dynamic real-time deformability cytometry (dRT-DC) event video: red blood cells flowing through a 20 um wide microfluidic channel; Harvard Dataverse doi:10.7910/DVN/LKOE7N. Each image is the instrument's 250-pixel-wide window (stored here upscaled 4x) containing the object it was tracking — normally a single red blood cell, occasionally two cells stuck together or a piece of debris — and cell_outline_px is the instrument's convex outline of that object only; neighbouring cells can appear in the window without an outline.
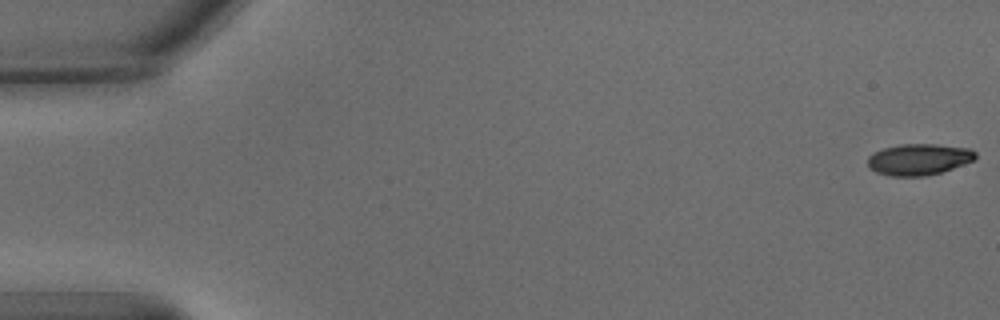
{"species": "common noctule bat (a hibernating species)", "species_latin": "Nyctalus noctula", "temperature_condition": "warm", "stored_images_in_passage": 54, "camera_frame_rate_fps": 3000, "um_per_image_px": 0.085, "animal": {"sex": "male", "body_mass_g": 15.6}, "frame": {"image": 1, "passage_image": 1, "time_ms": 0.0, "image_size_px": [1000, 320], "cell_outline_px": [[976, 156], [972, 160], [964, 164], [940, 172], [924, 176], [892, 176], [876, 172], [868, 168], [868, 156], [884, 148], [900, 144], [936, 144], [968, 148], [976, 152]], "centroid_in_image_um": [78.08, 13.54], "position_along_channel_um": 6.9, "area_um2": 19.48}}
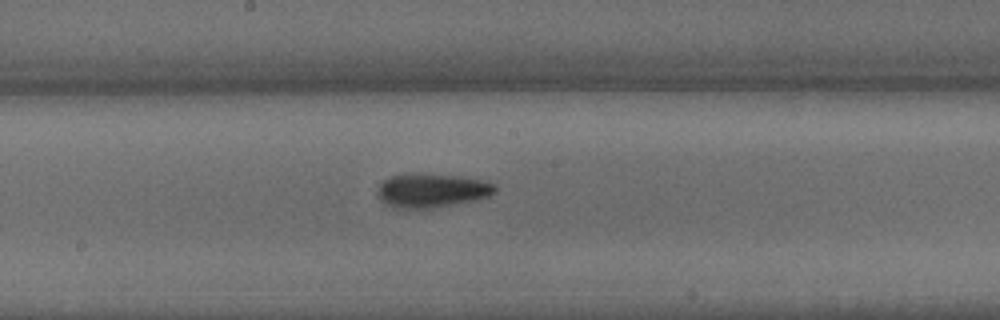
{"frame": {"image": 2, "passage_image": 29, "time_ms": 9.333, "image_size_px": [1000, 320], "cell_outline_px": [[496, 192], [488, 196], [476, 200], [428, 208], [396, 208], [384, 204], [380, 200], [376, 192], [380, 184], [384, 180], [392, 176], [420, 172], [456, 176], [480, 180], [496, 184]], "centroid_in_image_um": [36.67, 16.18], "position_along_channel_um": 211.5, "area_um2": 23.24}}
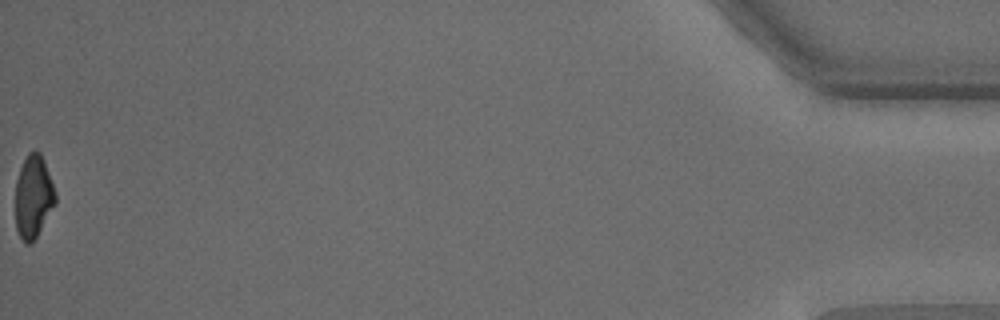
{"frame": {"image": 3, "passage_image": 54, "time_ms": 17.667, "image_size_px": [1000, 320], "cell_outline_px": [[56, 204], [36, 236], [28, 244], [20, 236], [16, 228], [16, 180], [20, 168], [28, 152], [40, 152], [44, 160], [56, 192]], "centroid_in_image_um": [2.85, 16.68], "position_along_channel_um": 432.4, "area_um2": 19.02}, "authors_computed_cell_mechanics": {"area_um2": 20.9236, "velocity_mm_per_s": 3.8223, "shape_relaxation_time_tau1_ms": 3.2328, "shape_relaxation_time_tau2_ms": 6.8592, "deformation_change_tau1": 0.1681, "deformation_change_tau2": 0.1591}}